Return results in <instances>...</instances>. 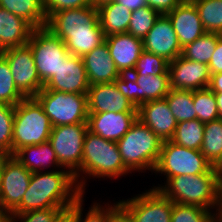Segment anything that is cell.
<instances>
[{
  "label": "cell",
  "mask_w": 222,
  "mask_h": 222,
  "mask_svg": "<svg viewBox=\"0 0 222 222\" xmlns=\"http://www.w3.org/2000/svg\"><path fill=\"white\" fill-rule=\"evenodd\" d=\"M84 195L67 169L35 172L21 203L11 213H26L50 207H69Z\"/></svg>",
  "instance_id": "6da1fadb"
},
{
  "label": "cell",
  "mask_w": 222,
  "mask_h": 222,
  "mask_svg": "<svg viewBox=\"0 0 222 222\" xmlns=\"http://www.w3.org/2000/svg\"><path fill=\"white\" fill-rule=\"evenodd\" d=\"M152 188L159 189L172 202L195 205L213 211L218 216L220 214L222 184L214 172L170 177L162 184L153 185Z\"/></svg>",
  "instance_id": "7a4b0ae2"
},
{
  "label": "cell",
  "mask_w": 222,
  "mask_h": 222,
  "mask_svg": "<svg viewBox=\"0 0 222 222\" xmlns=\"http://www.w3.org/2000/svg\"><path fill=\"white\" fill-rule=\"evenodd\" d=\"M132 174L124 165L116 142L87 131L80 166V191L85 195L88 179L112 180ZM82 176V177H81ZM122 176V177H121Z\"/></svg>",
  "instance_id": "3957f363"
},
{
  "label": "cell",
  "mask_w": 222,
  "mask_h": 222,
  "mask_svg": "<svg viewBox=\"0 0 222 222\" xmlns=\"http://www.w3.org/2000/svg\"><path fill=\"white\" fill-rule=\"evenodd\" d=\"M163 141L138 118L116 142L124 165L132 172L153 173ZM135 171V172H134Z\"/></svg>",
  "instance_id": "277c9868"
},
{
  "label": "cell",
  "mask_w": 222,
  "mask_h": 222,
  "mask_svg": "<svg viewBox=\"0 0 222 222\" xmlns=\"http://www.w3.org/2000/svg\"><path fill=\"white\" fill-rule=\"evenodd\" d=\"M52 125L35 97H25L15 106L12 155L19 149L49 140Z\"/></svg>",
  "instance_id": "5b68a950"
},
{
  "label": "cell",
  "mask_w": 222,
  "mask_h": 222,
  "mask_svg": "<svg viewBox=\"0 0 222 222\" xmlns=\"http://www.w3.org/2000/svg\"><path fill=\"white\" fill-rule=\"evenodd\" d=\"M214 172L211 163L200 150L179 146L170 140L163 141L158 162L153 173L170 177L179 175H200Z\"/></svg>",
  "instance_id": "8992f818"
},
{
  "label": "cell",
  "mask_w": 222,
  "mask_h": 222,
  "mask_svg": "<svg viewBox=\"0 0 222 222\" xmlns=\"http://www.w3.org/2000/svg\"><path fill=\"white\" fill-rule=\"evenodd\" d=\"M49 117L52 127L87 123V94L42 89L34 96Z\"/></svg>",
  "instance_id": "52a82bcc"
},
{
  "label": "cell",
  "mask_w": 222,
  "mask_h": 222,
  "mask_svg": "<svg viewBox=\"0 0 222 222\" xmlns=\"http://www.w3.org/2000/svg\"><path fill=\"white\" fill-rule=\"evenodd\" d=\"M87 131V123L52 127L48 140L56 153L60 166L74 175L79 188L80 166Z\"/></svg>",
  "instance_id": "ba28073f"
},
{
  "label": "cell",
  "mask_w": 222,
  "mask_h": 222,
  "mask_svg": "<svg viewBox=\"0 0 222 222\" xmlns=\"http://www.w3.org/2000/svg\"><path fill=\"white\" fill-rule=\"evenodd\" d=\"M27 44L32 50L38 76L45 85L70 53L65 43L46 27L34 29Z\"/></svg>",
  "instance_id": "9c48e42d"
},
{
  "label": "cell",
  "mask_w": 222,
  "mask_h": 222,
  "mask_svg": "<svg viewBox=\"0 0 222 222\" xmlns=\"http://www.w3.org/2000/svg\"><path fill=\"white\" fill-rule=\"evenodd\" d=\"M119 202L130 212L135 222H171L173 202L159 189L150 188Z\"/></svg>",
  "instance_id": "30bf717a"
},
{
  "label": "cell",
  "mask_w": 222,
  "mask_h": 222,
  "mask_svg": "<svg viewBox=\"0 0 222 222\" xmlns=\"http://www.w3.org/2000/svg\"><path fill=\"white\" fill-rule=\"evenodd\" d=\"M0 54L9 63L16 87L26 96L34 97L44 87L41 82L32 50L28 44L6 49Z\"/></svg>",
  "instance_id": "8fae6325"
},
{
  "label": "cell",
  "mask_w": 222,
  "mask_h": 222,
  "mask_svg": "<svg viewBox=\"0 0 222 222\" xmlns=\"http://www.w3.org/2000/svg\"><path fill=\"white\" fill-rule=\"evenodd\" d=\"M31 174L13 155L8 159L0 176V211L11 213L21 203Z\"/></svg>",
  "instance_id": "7c38bea8"
},
{
  "label": "cell",
  "mask_w": 222,
  "mask_h": 222,
  "mask_svg": "<svg viewBox=\"0 0 222 222\" xmlns=\"http://www.w3.org/2000/svg\"><path fill=\"white\" fill-rule=\"evenodd\" d=\"M209 66L178 56L169 62L170 89L191 90L207 88L210 84Z\"/></svg>",
  "instance_id": "4fadbf2b"
},
{
  "label": "cell",
  "mask_w": 222,
  "mask_h": 222,
  "mask_svg": "<svg viewBox=\"0 0 222 222\" xmlns=\"http://www.w3.org/2000/svg\"><path fill=\"white\" fill-rule=\"evenodd\" d=\"M89 87L82 57L70 54L43 88L64 93L87 94Z\"/></svg>",
  "instance_id": "5bb4252c"
},
{
  "label": "cell",
  "mask_w": 222,
  "mask_h": 222,
  "mask_svg": "<svg viewBox=\"0 0 222 222\" xmlns=\"http://www.w3.org/2000/svg\"><path fill=\"white\" fill-rule=\"evenodd\" d=\"M143 50L161 56L169 62L181 56L182 47L166 14H161L156 19L153 28L144 37Z\"/></svg>",
  "instance_id": "9a60e30c"
},
{
  "label": "cell",
  "mask_w": 222,
  "mask_h": 222,
  "mask_svg": "<svg viewBox=\"0 0 222 222\" xmlns=\"http://www.w3.org/2000/svg\"><path fill=\"white\" fill-rule=\"evenodd\" d=\"M87 103L88 113H137V107L118 90L114 82L91 85Z\"/></svg>",
  "instance_id": "2e32d148"
},
{
  "label": "cell",
  "mask_w": 222,
  "mask_h": 222,
  "mask_svg": "<svg viewBox=\"0 0 222 222\" xmlns=\"http://www.w3.org/2000/svg\"><path fill=\"white\" fill-rule=\"evenodd\" d=\"M137 118L162 141L173 137L178 124L165 98L141 104L137 108Z\"/></svg>",
  "instance_id": "e0dca14e"
},
{
  "label": "cell",
  "mask_w": 222,
  "mask_h": 222,
  "mask_svg": "<svg viewBox=\"0 0 222 222\" xmlns=\"http://www.w3.org/2000/svg\"><path fill=\"white\" fill-rule=\"evenodd\" d=\"M166 15L171 20L173 29L182 48L206 33L198 10L192 1L180 2Z\"/></svg>",
  "instance_id": "ac0fdd59"
},
{
  "label": "cell",
  "mask_w": 222,
  "mask_h": 222,
  "mask_svg": "<svg viewBox=\"0 0 222 222\" xmlns=\"http://www.w3.org/2000/svg\"><path fill=\"white\" fill-rule=\"evenodd\" d=\"M137 120V113H88V130L98 136L118 142Z\"/></svg>",
  "instance_id": "d6986e66"
},
{
  "label": "cell",
  "mask_w": 222,
  "mask_h": 222,
  "mask_svg": "<svg viewBox=\"0 0 222 222\" xmlns=\"http://www.w3.org/2000/svg\"><path fill=\"white\" fill-rule=\"evenodd\" d=\"M45 27L48 30L102 29L94 5L55 12L47 18Z\"/></svg>",
  "instance_id": "ffe728a7"
},
{
  "label": "cell",
  "mask_w": 222,
  "mask_h": 222,
  "mask_svg": "<svg viewBox=\"0 0 222 222\" xmlns=\"http://www.w3.org/2000/svg\"><path fill=\"white\" fill-rule=\"evenodd\" d=\"M105 42L120 73H131L143 51V40L129 33L105 37Z\"/></svg>",
  "instance_id": "44dd1931"
},
{
  "label": "cell",
  "mask_w": 222,
  "mask_h": 222,
  "mask_svg": "<svg viewBox=\"0 0 222 222\" xmlns=\"http://www.w3.org/2000/svg\"><path fill=\"white\" fill-rule=\"evenodd\" d=\"M82 60L90 86L114 82L121 75L106 42L83 55Z\"/></svg>",
  "instance_id": "7402d4cb"
},
{
  "label": "cell",
  "mask_w": 222,
  "mask_h": 222,
  "mask_svg": "<svg viewBox=\"0 0 222 222\" xmlns=\"http://www.w3.org/2000/svg\"><path fill=\"white\" fill-rule=\"evenodd\" d=\"M34 29L25 19L0 7V52L27 44Z\"/></svg>",
  "instance_id": "603a6c76"
},
{
  "label": "cell",
  "mask_w": 222,
  "mask_h": 222,
  "mask_svg": "<svg viewBox=\"0 0 222 222\" xmlns=\"http://www.w3.org/2000/svg\"><path fill=\"white\" fill-rule=\"evenodd\" d=\"M31 173L63 169L49 141L42 144L26 146L13 155ZM53 169H52V168ZM48 168L50 170H48Z\"/></svg>",
  "instance_id": "cb8c5ba5"
},
{
  "label": "cell",
  "mask_w": 222,
  "mask_h": 222,
  "mask_svg": "<svg viewBox=\"0 0 222 222\" xmlns=\"http://www.w3.org/2000/svg\"><path fill=\"white\" fill-rule=\"evenodd\" d=\"M59 37L71 55L82 57L105 42L102 29L49 30Z\"/></svg>",
  "instance_id": "d4e9b609"
},
{
  "label": "cell",
  "mask_w": 222,
  "mask_h": 222,
  "mask_svg": "<svg viewBox=\"0 0 222 222\" xmlns=\"http://www.w3.org/2000/svg\"><path fill=\"white\" fill-rule=\"evenodd\" d=\"M98 8L99 22L105 37L127 33L132 12L116 1L102 4Z\"/></svg>",
  "instance_id": "484cf974"
},
{
  "label": "cell",
  "mask_w": 222,
  "mask_h": 222,
  "mask_svg": "<svg viewBox=\"0 0 222 222\" xmlns=\"http://www.w3.org/2000/svg\"><path fill=\"white\" fill-rule=\"evenodd\" d=\"M0 7L25 19L35 29L46 26L44 0H0Z\"/></svg>",
  "instance_id": "4316f807"
},
{
  "label": "cell",
  "mask_w": 222,
  "mask_h": 222,
  "mask_svg": "<svg viewBox=\"0 0 222 222\" xmlns=\"http://www.w3.org/2000/svg\"><path fill=\"white\" fill-rule=\"evenodd\" d=\"M139 87L138 107L152 100L164 99L170 91L169 75L134 76Z\"/></svg>",
  "instance_id": "83f0119b"
},
{
  "label": "cell",
  "mask_w": 222,
  "mask_h": 222,
  "mask_svg": "<svg viewBox=\"0 0 222 222\" xmlns=\"http://www.w3.org/2000/svg\"><path fill=\"white\" fill-rule=\"evenodd\" d=\"M205 124L198 119L178 122L171 142L190 149L200 150Z\"/></svg>",
  "instance_id": "f1b7e54d"
},
{
  "label": "cell",
  "mask_w": 222,
  "mask_h": 222,
  "mask_svg": "<svg viewBox=\"0 0 222 222\" xmlns=\"http://www.w3.org/2000/svg\"><path fill=\"white\" fill-rule=\"evenodd\" d=\"M165 99L177 122L197 119L193 104V91L170 89Z\"/></svg>",
  "instance_id": "f546056e"
},
{
  "label": "cell",
  "mask_w": 222,
  "mask_h": 222,
  "mask_svg": "<svg viewBox=\"0 0 222 222\" xmlns=\"http://www.w3.org/2000/svg\"><path fill=\"white\" fill-rule=\"evenodd\" d=\"M221 35L206 32L194 42L183 47L181 56L185 59L208 65L217 45V40Z\"/></svg>",
  "instance_id": "4dcf8cb0"
},
{
  "label": "cell",
  "mask_w": 222,
  "mask_h": 222,
  "mask_svg": "<svg viewBox=\"0 0 222 222\" xmlns=\"http://www.w3.org/2000/svg\"><path fill=\"white\" fill-rule=\"evenodd\" d=\"M200 151L211 165L222 155V119L205 123Z\"/></svg>",
  "instance_id": "1f68e13d"
},
{
  "label": "cell",
  "mask_w": 222,
  "mask_h": 222,
  "mask_svg": "<svg viewBox=\"0 0 222 222\" xmlns=\"http://www.w3.org/2000/svg\"><path fill=\"white\" fill-rule=\"evenodd\" d=\"M206 32L222 34V0H193Z\"/></svg>",
  "instance_id": "d6a6232c"
},
{
  "label": "cell",
  "mask_w": 222,
  "mask_h": 222,
  "mask_svg": "<svg viewBox=\"0 0 222 222\" xmlns=\"http://www.w3.org/2000/svg\"><path fill=\"white\" fill-rule=\"evenodd\" d=\"M25 97L16 87L9 63L0 54V103L16 106Z\"/></svg>",
  "instance_id": "836d02e7"
},
{
  "label": "cell",
  "mask_w": 222,
  "mask_h": 222,
  "mask_svg": "<svg viewBox=\"0 0 222 222\" xmlns=\"http://www.w3.org/2000/svg\"><path fill=\"white\" fill-rule=\"evenodd\" d=\"M193 104L200 122L205 124L219 119L214 92L208 87L193 91Z\"/></svg>",
  "instance_id": "e575fe53"
},
{
  "label": "cell",
  "mask_w": 222,
  "mask_h": 222,
  "mask_svg": "<svg viewBox=\"0 0 222 222\" xmlns=\"http://www.w3.org/2000/svg\"><path fill=\"white\" fill-rule=\"evenodd\" d=\"M131 74L145 77L147 75H169V61L143 50Z\"/></svg>",
  "instance_id": "d590c367"
},
{
  "label": "cell",
  "mask_w": 222,
  "mask_h": 222,
  "mask_svg": "<svg viewBox=\"0 0 222 222\" xmlns=\"http://www.w3.org/2000/svg\"><path fill=\"white\" fill-rule=\"evenodd\" d=\"M217 218L218 215L213 211L173 202L171 222H214Z\"/></svg>",
  "instance_id": "8d00e7d4"
},
{
  "label": "cell",
  "mask_w": 222,
  "mask_h": 222,
  "mask_svg": "<svg viewBox=\"0 0 222 222\" xmlns=\"http://www.w3.org/2000/svg\"><path fill=\"white\" fill-rule=\"evenodd\" d=\"M159 16L160 14L149 6L132 11L127 33L143 40Z\"/></svg>",
  "instance_id": "74e56055"
},
{
  "label": "cell",
  "mask_w": 222,
  "mask_h": 222,
  "mask_svg": "<svg viewBox=\"0 0 222 222\" xmlns=\"http://www.w3.org/2000/svg\"><path fill=\"white\" fill-rule=\"evenodd\" d=\"M15 106L0 103V150L12 154V136Z\"/></svg>",
  "instance_id": "f35d334b"
},
{
  "label": "cell",
  "mask_w": 222,
  "mask_h": 222,
  "mask_svg": "<svg viewBox=\"0 0 222 222\" xmlns=\"http://www.w3.org/2000/svg\"><path fill=\"white\" fill-rule=\"evenodd\" d=\"M85 195L79 198V220L78 222H108L109 216L111 214V201L107 203H98L96 200L92 203L89 210H85L83 207ZM96 201V202H95ZM110 203V204H109ZM104 204V205H103ZM87 211L85 213L84 211ZM85 216H84V214Z\"/></svg>",
  "instance_id": "ab89813d"
},
{
  "label": "cell",
  "mask_w": 222,
  "mask_h": 222,
  "mask_svg": "<svg viewBox=\"0 0 222 222\" xmlns=\"http://www.w3.org/2000/svg\"><path fill=\"white\" fill-rule=\"evenodd\" d=\"M66 207H50L26 213H10L11 222H53L56 214Z\"/></svg>",
  "instance_id": "60d3db41"
},
{
  "label": "cell",
  "mask_w": 222,
  "mask_h": 222,
  "mask_svg": "<svg viewBox=\"0 0 222 222\" xmlns=\"http://www.w3.org/2000/svg\"><path fill=\"white\" fill-rule=\"evenodd\" d=\"M118 90L138 108V89L139 87L131 73H121L114 81Z\"/></svg>",
  "instance_id": "b9f144b4"
},
{
  "label": "cell",
  "mask_w": 222,
  "mask_h": 222,
  "mask_svg": "<svg viewBox=\"0 0 222 222\" xmlns=\"http://www.w3.org/2000/svg\"><path fill=\"white\" fill-rule=\"evenodd\" d=\"M93 5L91 0H44L46 18L64 9H77Z\"/></svg>",
  "instance_id": "7bdbcfd3"
},
{
  "label": "cell",
  "mask_w": 222,
  "mask_h": 222,
  "mask_svg": "<svg viewBox=\"0 0 222 222\" xmlns=\"http://www.w3.org/2000/svg\"><path fill=\"white\" fill-rule=\"evenodd\" d=\"M111 203V214L108 222H135L130 212L118 201Z\"/></svg>",
  "instance_id": "ee69618b"
},
{
  "label": "cell",
  "mask_w": 222,
  "mask_h": 222,
  "mask_svg": "<svg viewBox=\"0 0 222 222\" xmlns=\"http://www.w3.org/2000/svg\"><path fill=\"white\" fill-rule=\"evenodd\" d=\"M79 199L71 206L61 209L55 216L53 222H78Z\"/></svg>",
  "instance_id": "f6af8a7d"
},
{
  "label": "cell",
  "mask_w": 222,
  "mask_h": 222,
  "mask_svg": "<svg viewBox=\"0 0 222 222\" xmlns=\"http://www.w3.org/2000/svg\"><path fill=\"white\" fill-rule=\"evenodd\" d=\"M147 6L155 9L160 15L171 12L181 1L180 0H146Z\"/></svg>",
  "instance_id": "bcb514c9"
},
{
  "label": "cell",
  "mask_w": 222,
  "mask_h": 222,
  "mask_svg": "<svg viewBox=\"0 0 222 222\" xmlns=\"http://www.w3.org/2000/svg\"><path fill=\"white\" fill-rule=\"evenodd\" d=\"M208 66L211 74L222 72V35L217 40V45Z\"/></svg>",
  "instance_id": "7dc6e473"
},
{
  "label": "cell",
  "mask_w": 222,
  "mask_h": 222,
  "mask_svg": "<svg viewBox=\"0 0 222 222\" xmlns=\"http://www.w3.org/2000/svg\"><path fill=\"white\" fill-rule=\"evenodd\" d=\"M116 2L122 4L131 12L147 6L146 0H116Z\"/></svg>",
  "instance_id": "c3c4849f"
},
{
  "label": "cell",
  "mask_w": 222,
  "mask_h": 222,
  "mask_svg": "<svg viewBox=\"0 0 222 222\" xmlns=\"http://www.w3.org/2000/svg\"><path fill=\"white\" fill-rule=\"evenodd\" d=\"M208 88L214 93L222 92V72L211 74L210 84Z\"/></svg>",
  "instance_id": "681fc988"
},
{
  "label": "cell",
  "mask_w": 222,
  "mask_h": 222,
  "mask_svg": "<svg viewBox=\"0 0 222 222\" xmlns=\"http://www.w3.org/2000/svg\"><path fill=\"white\" fill-rule=\"evenodd\" d=\"M212 169H213L214 173L216 174L219 182L222 184V155L212 165Z\"/></svg>",
  "instance_id": "f907efd6"
},
{
  "label": "cell",
  "mask_w": 222,
  "mask_h": 222,
  "mask_svg": "<svg viewBox=\"0 0 222 222\" xmlns=\"http://www.w3.org/2000/svg\"><path fill=\"white\" fill-rule=\"evenodd\" d=\"M12 156L11 153L0 150V176L2 175V172L4 170L5 164L7 163L8 159Z\"/></svg>",
  "instance_id": "816d5d0a"
},
{
  "label": "cell",
  "mask_w": 222,
  "mask_h": 222,
  "mask_svg": "<svg viewBox=\"0 0 222 222\" xmlns=\"http://www.w3.org/2000/svg\"><path fill=\"white\" fill-rule=\"evenodd\" d=\"M217 103V110L219 114V118L222 119V92L221 93H214Z\"/></svg>",
  "instance_id": "f5cc1de1"
},
{
  "label": "cell",
  "mask_w": 222,
  "mask_h": 222,
  "mask_svg": "<svg viewBox=\"0 0 222 222\" xmlns=\"http://www.w3.org/2000/svg\"><path fill=\"white\" fill-rule=\"evenodd\" d=\"M0 222H11V214L6 211H0Z\"/></svg>",
  "instance_id": "db71d44e"
},
{
  "label": "cell",
  "mask_w": 222,
  "mask_h": 222,
  "mask_svg": "<svg viewBox=\"0 0 222 222\" xmlns=\"http://www.w3.org/2000/svg\"><path fill=\"white\" fill-rule=\"evenodd\" d=\"M92 1V4L95 6V7H99L101 6L102 4H105V3H108V2H112V1H116V0H91Z\"/></svg>",
  "instance_id": "11a10c76"
},
{
  "label": "cell",
  "mask_w": 222,
  "mask_h": 222,
  "mask_svg": "<svg viewBox=\"0 0 222 222\" xmlns=\"http://www.w3.org/2000/svg\"><path fill=\"white\" fill-rule=\"evenodd\" d=\"M218 217L222 220V206H221V211Z\"/></svg>",
  "instance_id": "9f6ffc18"
},
{
  "label": "cell",
  "mask_w": 222,
  "mask_h": 222,
  "mask_svg": "<svg viewBox=\"0 0 222 222\" xmlns=\"http://www.w3.org/2000/svg\"><path fill=\"white\" fill-rule=\"evenodd\" d=\"M214 222H222V220L218 217Z\"/></svg>",
  "instance_id": "6f0895ef"
},
{
  "label": "cell",
  "mask_w": 222,
  "mask_h": 222,
  "mask_svg": "<svg viewBox=\"0 0 222 222\" xmlns=\"http://www.w3.org/2000/svg\"><path fill=\"white\" fill-rule=\"evenodd\" d=\"M181 2H184V1H193V0H180Z\"/></svg>",
  "instance_id": "680465c9"
}]
</instances>
